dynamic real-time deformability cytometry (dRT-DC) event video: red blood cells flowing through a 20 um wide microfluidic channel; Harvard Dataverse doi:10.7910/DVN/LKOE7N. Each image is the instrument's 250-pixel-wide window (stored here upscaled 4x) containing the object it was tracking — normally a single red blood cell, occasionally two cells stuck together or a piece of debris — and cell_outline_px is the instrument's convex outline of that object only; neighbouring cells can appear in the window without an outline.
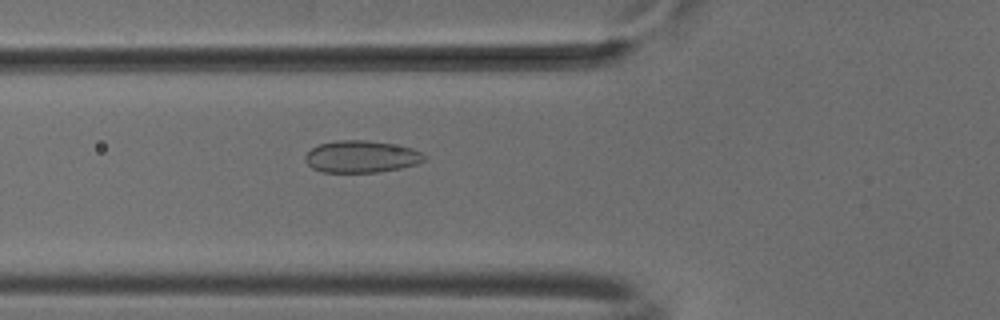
{"species": "common noctule bat (a hibernating species)", "species_latin": "Nyctalus noctula", "temperature_condition": "cold", "stored_images_in_passage": 3, "camera_frame_rate_fps": 3000, "um_per_image_px": 0.085, "animal": {"sex": "male", "body_mass_g": 18.8}, "frame": {"image": 1, "passage_image": 3, "time_ms": 0.667, "image_size_px": [1000, 320], "cell_outline_px": [[428, 160], [416, 164], [400, 168], [380, 172], [320, 172], [312, 168], [304, 160], [304, 156], [312, 148], [320, 144], [336, 140], [368, 140], [392, 144], [412, 148], [424, 152], [428, 156]], "centroid_in_image_um": [30.75, 13.31], "position_along_channel_um": 95.0, "area_um2": 22.48}}